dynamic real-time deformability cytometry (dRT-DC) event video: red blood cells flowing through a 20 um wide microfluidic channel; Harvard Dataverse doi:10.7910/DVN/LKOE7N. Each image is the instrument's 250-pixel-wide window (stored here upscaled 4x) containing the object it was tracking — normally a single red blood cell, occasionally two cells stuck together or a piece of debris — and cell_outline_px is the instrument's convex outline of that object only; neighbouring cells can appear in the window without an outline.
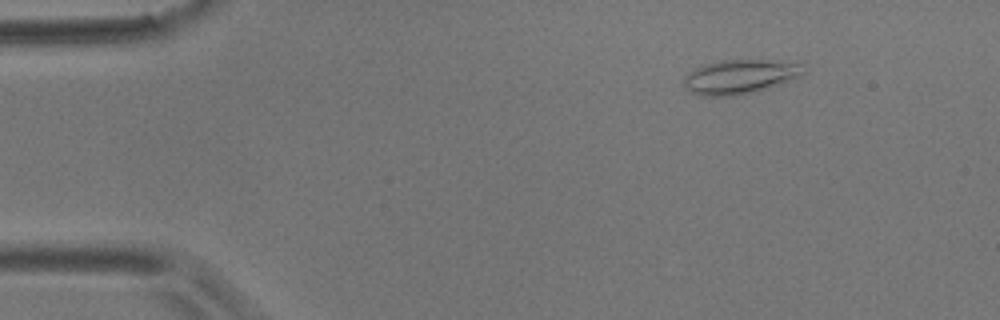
{"species": "common noctule bat (a hibernating species)", "species_latin": "Nyctalus noctula", "temperature_condition": "room temperature", "stored_images_in_passage": 52, "camera_frame_rate_fps": 3000, "um_per_image_px": 0.085, "animal": {"sex": "male", "body_mass_g": 17.9}, "frame": {"image": 1, "passage_image": 5, "time_ms": 1.333, "image_size_px": [1000, 320], "cell_outline_px": [[804, 72], [800, 76], [768, 88], [752, 92], [732, 96], [700, 96], [684, 88], [684, 76], [688, 72], [696, 68], [720, 60], [780, 60], [800, 64]], "centroid_in_image_um": [62.86, 6.52], "position_along_channel_um": 22.1, "area_um2": 23.7}}
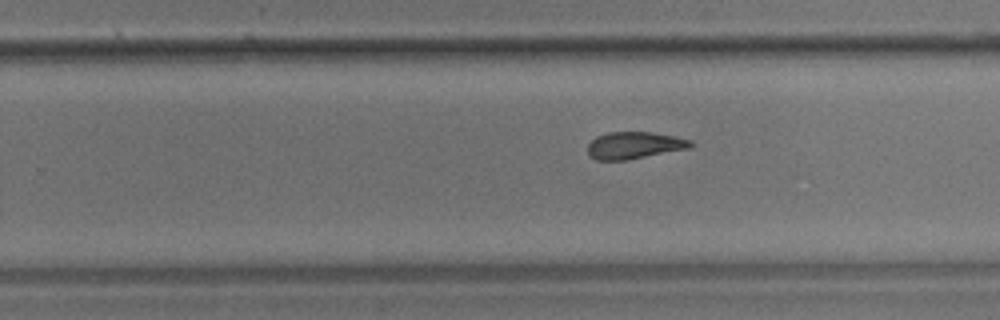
{"frame": {"image": 2, "passage_image": 32, "time_ms": 10.333, "image_size_px": [1000, 320], "cell_outline_px": [[692, 144], [688, 148], [628, 160], [596, 160], [588, 152], [588, 144], [596, 136], [608, 132], [652, 132], [692, 140]], "centroid_in_image_um": [53.89, 12.35], "position_along_channel_um": 275.9, "area_um2": 16.01}}
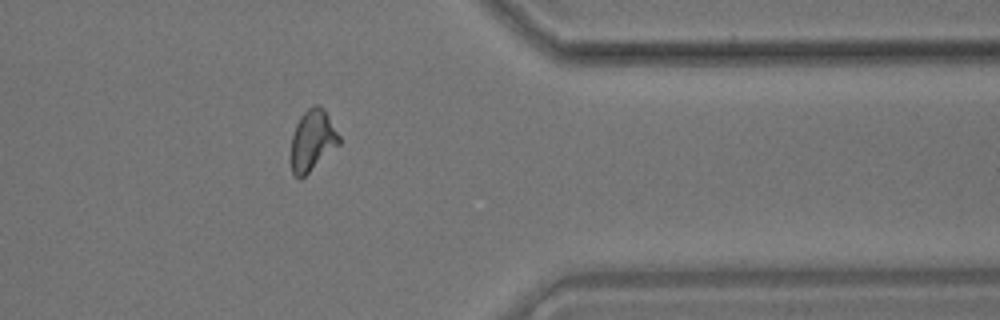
{"frame": {"image": 3, "passage_image": 42, "time_ms": 13.667, "image_size_px": [1000, 320], "cell_outline_px": [[340, 144], [300, 180], [292, 172], [292, 136], [296, 124], [300, 116], [308, 108], [316, 104], [320, 104], [328, 116], [340, 136]], "centroid_in_image_um": [26.57, 11.92], "position_along_channel_um": 384.8, "area_um2": 16.88}, "authors_computed_cell_mechanics": {"area_um2": 17.2533, "velocity_mm_per_s": 3.6704, "shape_relaxation_time_tau1_ms": null, "shape_relaxation_time_tau2_ms": 2.8543, "deformation_change_tau1": null, "deformation_change_tau2": 0.0975}}